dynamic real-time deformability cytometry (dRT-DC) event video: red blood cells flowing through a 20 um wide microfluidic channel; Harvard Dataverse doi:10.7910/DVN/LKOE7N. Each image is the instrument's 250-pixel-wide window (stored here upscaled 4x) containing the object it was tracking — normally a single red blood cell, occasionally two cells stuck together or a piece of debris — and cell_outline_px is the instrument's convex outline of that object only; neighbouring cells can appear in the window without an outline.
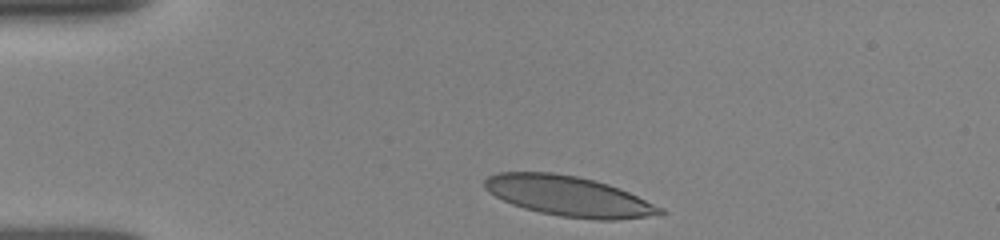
{"species": "human", "species_latin": "Homo sapiens", "temperature_condition": "room temperature", "stored_images_in_passage": 24, "camera_frame_rate_fps": 3000, "um_per_image_px": 0.085, "donor": {"sex": "female"}, "frame": {"image": 1, "passage_image": 1, "time_ms": 0.0, "image_size_px": [1000, 240], "cell_outline_px": [[664, 212], [648, 216], [616, 220], [596, 220], [560, 216], [540, 212], [524, 208], [512, 204], [488, 192], [484, 188], [484, 180], [488, 176], [500, 172], [552, 172], [576, 176], [608, 184], [628, 192], [664, 208]], "centroid_in_image_um": [48.31, 16.67], "position_along_channel_um": 36.7, "area_um2": 40.69}}
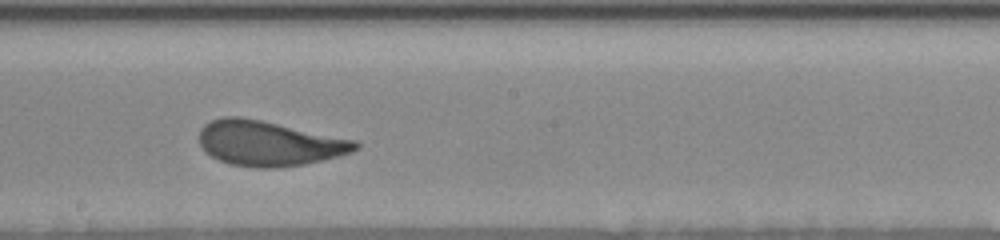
{"frame": {"image": 2, "passage_image": 14, "time_ms": 6.0, "image_size_px": [1000, 240], "cell_outline_px": [[360, 148], [352, 152], [324, 160], [304, 164], [276, 168], [256, 168], [228, 164], [204, 152], [200, 144], [200, 128], [204, 124], [212, 120], [224, 116], [240, 116], [260, 120], [356, 140], [360, 144]], "centroid_in_image_um": [22.85, 12.19], "position_along_channel_um": 225.3, "area_um2": 41.1}}
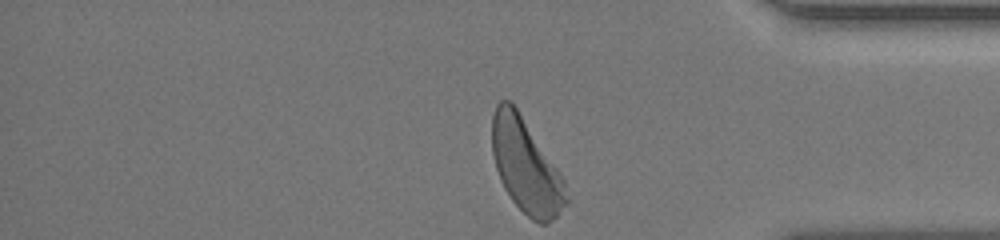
{"frame": {"image": 3, "passage_image": 24, "time_ms": 10.667, "image_size_px": [1000, 240], "cell_outline_px": [[568, 200], [556, 216], [548, 224], [540, 224], [532, 220], [512, 200], [504, 188], [496, 168], [492, 152], [492, 116], [496, 104], [500, 100], [508, 100], [516, 108], [564, 180]], "centroid_in_image_um": [44.68, 14.13], "position_along_channel_um": 390.5, "area_um2": 39.65}, "authors_computed_cell_mechanics": {"area_um2": 40.7201, "velocity_mm_per_s": 3.8662, "shape_relaxation_time_tau1_ms": 2.1994, "shape_relaxation_time_tau2_ms": null, "deformation_change_tau1": 0.129, "deformation_change_tau2": null}}